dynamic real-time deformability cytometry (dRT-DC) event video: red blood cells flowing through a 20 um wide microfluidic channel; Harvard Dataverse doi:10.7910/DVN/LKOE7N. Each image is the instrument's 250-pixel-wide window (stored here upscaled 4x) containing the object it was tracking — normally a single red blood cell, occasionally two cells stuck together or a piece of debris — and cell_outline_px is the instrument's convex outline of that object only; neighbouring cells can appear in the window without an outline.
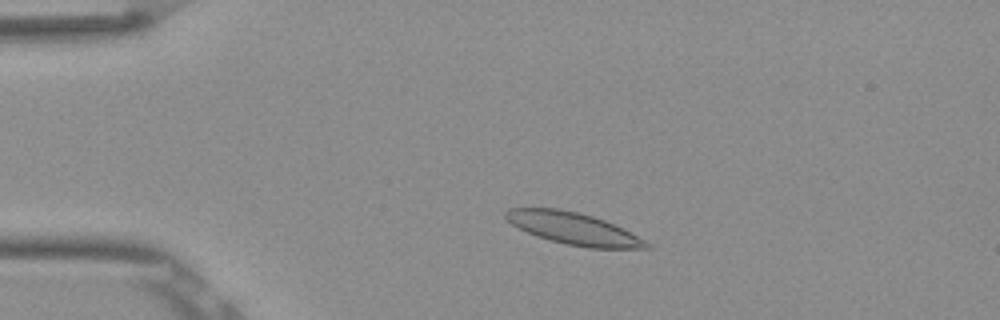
{"species": "Egyptian fruit bat (a non-hibernating species)", "species_latin": "Rousettus aegyptiacus", "temperature_condition": "room temperature", "stored_images_in_passage": 51, "camera_frame_rate_fps": 3000, "um_per_image_px": 0.085, "frame": {"image": 1, "passage_image": 9, "time_ms": 2.667, "image_size_px": [1000, 320], "cell_outline_px": [[652, 248], [588, 248], [568, 244], [536, 236], [512, 224], [504, 216], [504, 212], [508, 208], [560, 208], [592, 216], [604, 220], [652, 244]], "centroid_in_image_um": [48.71, 19.42], "position_along_channel_um": 36.3, "area_um2": 25.72}}
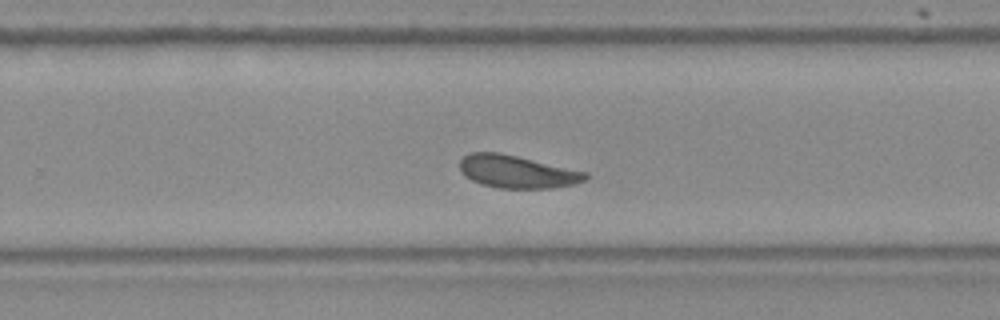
{"frame": {"image": 2, "passage_image": 32, "time_ms": 10.333, "image_size_px": [1000, 320], "cell_outline_px": [[588, 180], [572, 184], [552, 188], [500, 188], [480, 184], [464, 176], [460, 172], [460, 160], [464, 156], [472, 152], [500, 152], [588, 172]], "centroid_in_image_um": [43.94, 14.59], "position_along_channel_um": 285.9, "area_um2": 24.04}}
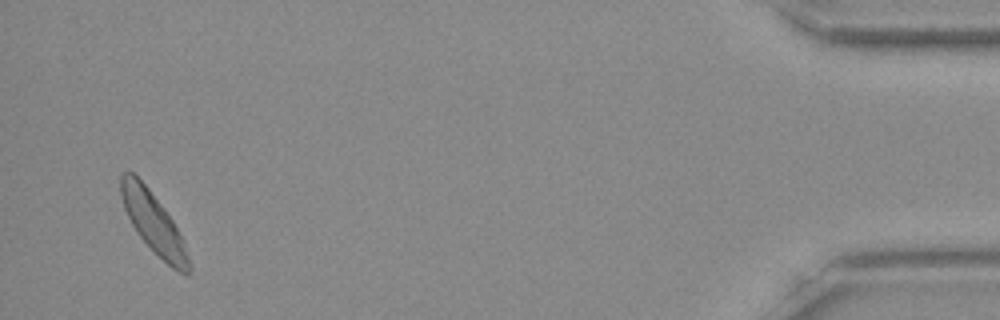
{"frame": {"image": 3, "passage_image": 49, "time_ms": 16.0, "image_size_px": [1000, 320], "cell_outline_px": [[192, 272], [188, 276], [172, 268], [136, 232], [124, 208], [120, 196], [120, 176], [124, 172], [132, 172], [148, 188], [172, 220], [184, 240], [192, 264]], "centroid_in_image_um": [13.08, 18.99], "position_along_channel_um": 422.1, "area_um2": 23.64}, "authors_computed_cell_mechanics": {"area_um2": 24.276, "velocity_mm_per_s": 3.7942, "shape_relaxation_time_tau1_ms": 5.1691, "shape_relaxation_time_tau2_ms": 4.2434, "deformation_change_tau1": 0.1236, "deformation_change_tau2": 0.1003}}